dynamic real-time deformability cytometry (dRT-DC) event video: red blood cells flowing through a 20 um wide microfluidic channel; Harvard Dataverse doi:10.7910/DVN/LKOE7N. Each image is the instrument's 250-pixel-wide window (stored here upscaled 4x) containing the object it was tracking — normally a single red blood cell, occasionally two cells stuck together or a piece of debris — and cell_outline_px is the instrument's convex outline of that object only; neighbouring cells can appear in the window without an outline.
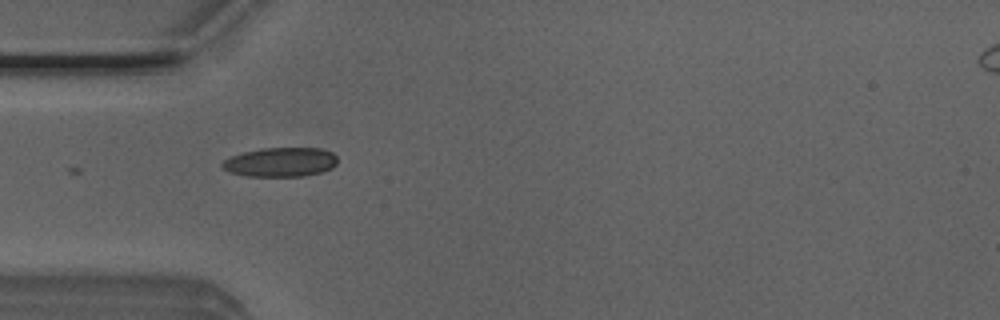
{"species": "Egyptian fruit bat (a non-hibernating species)", "species_latin": "Rousettus aegyptiacus", "temperature_condition": "room temperature", "stored_images_in_passage": 11, "camera_frame_rate_fps": 3000, "um_per_image_px": 0.085, "animal": {"sex": "male"}, "frame": {"image": 1, "passage_image": 1, "time_ms": 0.0, "image_size_px": [1000, 320], "cell_outline_px": [[336, 164], [332, 168], [320, 172], [304, 176], [244, 176], [228, 172], [220, 164], [224, 160], [232, 156], [244, 152], [260, 148], [320, 148], [332, 152], [336, 156]], "centroid_in_image_um": [23.83, 13.78], "position_along_channel_um": 61.2, "area_um2": 19.65}}
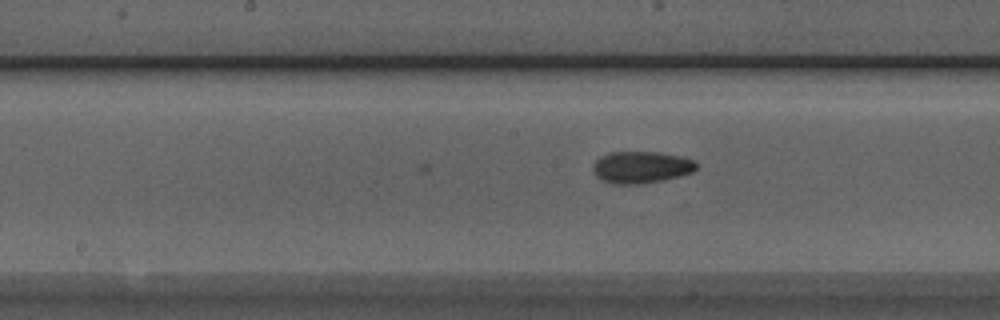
{"frame": {"image": 2, "passage_image": 11, "time_ms": 3.333, "image_size_px": [1000, 320], "cell_outline_px": [[696, 168], [692, 172], [680, 176], [664, 180], [640, 184], [612, 184], [600, 180], [592, 172], [592, 164], [600, 156], [608, 152], [656, 152], [680, 156], [692, 160], [696, 164]], "centroid_in_image_um": [54.43, 14.22], "position_along_channel_um": 193.8, "area_um2": 19.36}}